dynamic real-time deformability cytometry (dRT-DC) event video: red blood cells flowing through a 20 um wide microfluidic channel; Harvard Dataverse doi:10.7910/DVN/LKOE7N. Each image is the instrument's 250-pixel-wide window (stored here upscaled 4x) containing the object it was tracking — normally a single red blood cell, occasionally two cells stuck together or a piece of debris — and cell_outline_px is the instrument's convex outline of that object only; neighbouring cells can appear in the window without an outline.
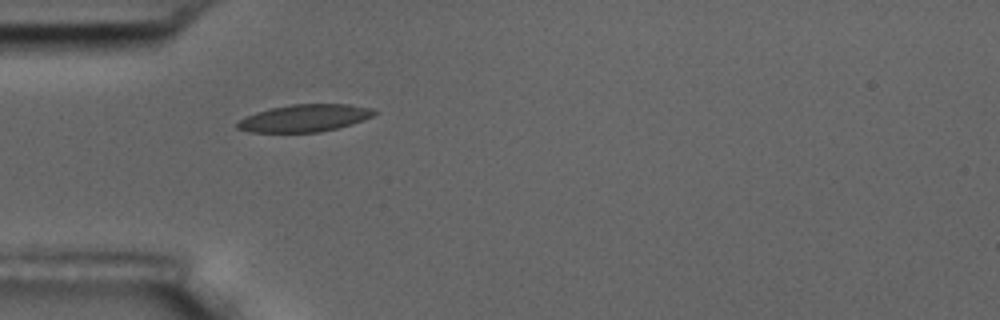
{"species": "common noctule bat (a hibernating species)", "species_latin": "Nyctalus noctula", "temperature_condition": "room temperature", "stored_images_in_passage": 1, "camera_frame_rate_fps": 3000, "um_per_image_px": 0.085, "animal": {"sex": "male", "body_mass_g": 17.5, "forearm_length_mm": 52.3}, "frame": {"image": 1, "passage_image": 1, "time_ms": 0.0, "image_size_px": [1000, 320], "cell_outline_px": [[376, 112], [372, 116], [364, 120], [352, 124], [320, 132], [248, 132], [236, 128], [236, 124], [244, 116], [256, 112], [272, 108], [292, 104], [348, 104], [372, 108]], "centroid_in_image_um": [25.87, 10.04], "position_along_channel_um": 59.1, "area_um2": 21.73}}